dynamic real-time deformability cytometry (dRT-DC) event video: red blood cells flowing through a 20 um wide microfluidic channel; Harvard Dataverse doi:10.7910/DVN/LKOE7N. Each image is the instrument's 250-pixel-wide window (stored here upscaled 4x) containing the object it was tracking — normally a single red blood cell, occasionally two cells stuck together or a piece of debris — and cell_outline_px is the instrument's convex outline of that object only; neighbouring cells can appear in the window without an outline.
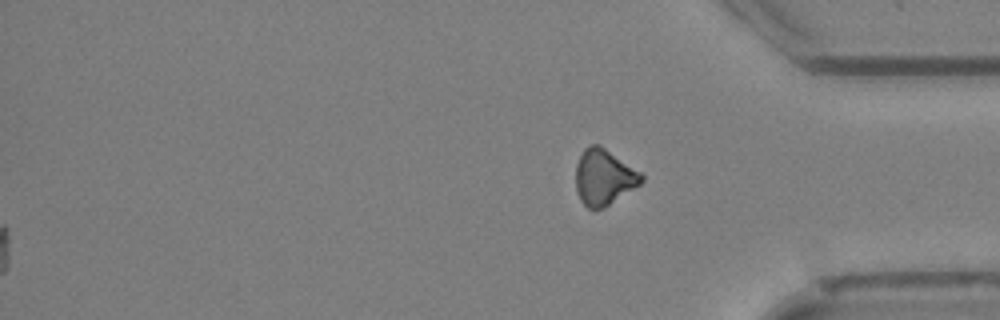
{"species": "Egyptian fruit bat (a non-hibernating species)", "species_latin": "Rousettus aegyptiacus", "temperature_condition": "cold", "stored_images_in_passage": 53, "segment_of_instrument_passage": [2, 2], "camera_frame_rate_fps": 3000, "um_per_image_px": 0.085, "animal": {"sex": "female"}, "frame": {"image": 1, "passage_image": 53, "time_ms": 17.333, "image_size_px": [1000, 320], "cell_outline_px": [[644, 180], [640, 184], [604, 208], [588, 208], [580, 200], [576, 188], [576, 164], [584, 148], [588, 144], [600, 144], [640, 172], [644, 176]], "centroid_in_image_um": [51.32, 15.04], "position_along_channel_um": 383.9, "area_um2": 21.27}}